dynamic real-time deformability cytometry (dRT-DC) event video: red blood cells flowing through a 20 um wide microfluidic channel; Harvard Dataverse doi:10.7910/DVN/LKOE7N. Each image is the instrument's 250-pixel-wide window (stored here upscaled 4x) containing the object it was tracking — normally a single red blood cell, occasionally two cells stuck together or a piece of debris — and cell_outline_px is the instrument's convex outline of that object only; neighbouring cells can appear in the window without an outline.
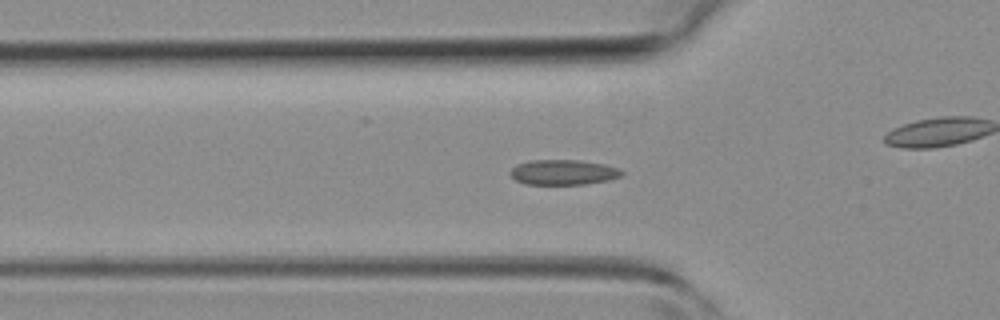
{"species": "common noctule bat (a hibernating species)", "species_latin": "Nyctalus noctula", "temperature_condition": "room temperature", "stored_images_in_passage": 46, "camera_frame_rate_fps": 3000, "um_per_image_px": 0.085, "animal": {"sex": "female", "body_mass_g": 19.3, "forearm_length_mm": 54.1}, "frame": {"image": 1, "passage_image": 15, "time_ms": 4.667, "image_size_px": [1000, 320], "cell_outline_px": [[624, 172], [620, 176], [608, 180], [584, 184], [524, 184], [516, 180], [508, 172], [516, 164], [528, 160], [580, 160], [604, 164], [620, 168]], "centroid_in_image_um": [47.86, 14.63], "position_along_channel_um": 77.9, "area_um2": 16.42}}
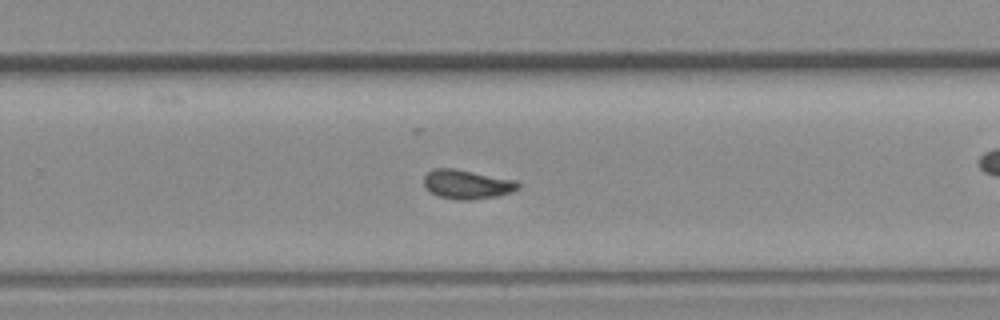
{"frame": {"image": 2, "passage_image": 29, "time_ms": 9.333, "image_size_px": [1000, 320], "cell_outline_px": [[520, 188], [512, 192], [496, 196], [472, 200], [460, 200], [440, 196], [432, 192], [424, 184], [424, 176], [428, 172], [436, 168], [456, 168], [516, 180], [520, 184]], "centroid_in_image_um": [39.74, 15.66], "position_along_channel_um": 290.1, "area_um2": 15.95}}
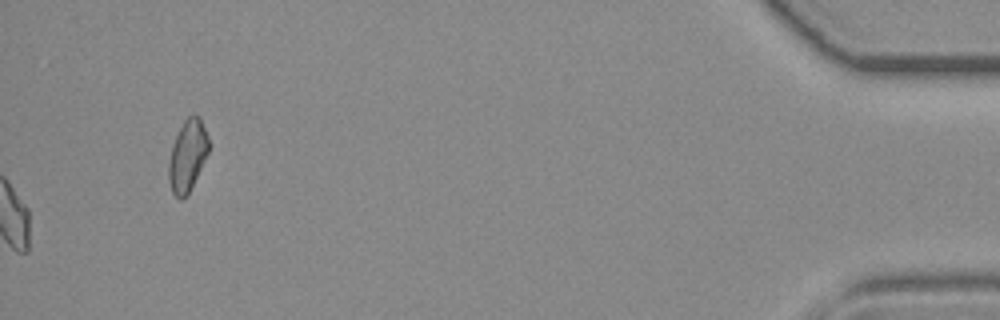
{"frame": {"image": 3, "passage_image": 46, "time_ms": 15.0, "image_size_px": [1000, 320], "cell_outline_px": [[208, 152], [188, 192], [180, 200], [172, 192], [168, 180], [168, 164], [172, 148], [176, 136], [184, 120], [188, 116], [200, 116], [208, 136]], "centroid_in_image_um": [15.92, 13.21], "position_along_channel_um": 419.3, "area_um2": 16.13}}